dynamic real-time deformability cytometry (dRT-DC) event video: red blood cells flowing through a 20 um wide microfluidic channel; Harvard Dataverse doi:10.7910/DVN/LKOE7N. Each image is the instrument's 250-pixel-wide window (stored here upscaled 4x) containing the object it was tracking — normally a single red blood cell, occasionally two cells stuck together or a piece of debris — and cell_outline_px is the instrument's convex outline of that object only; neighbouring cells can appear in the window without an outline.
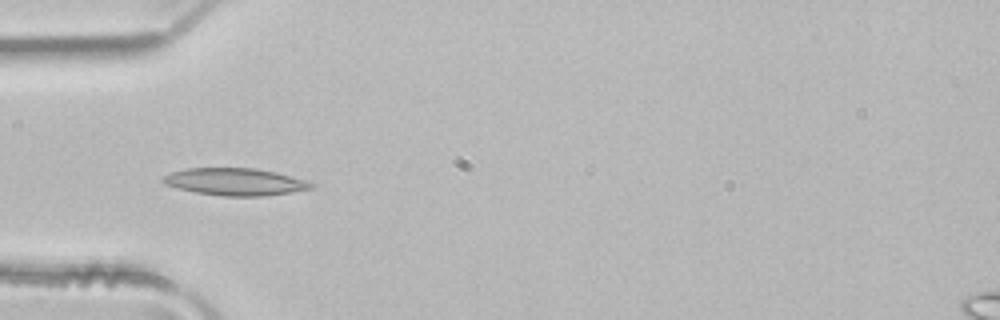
{"species": "common noctule bat (a hibernating species)", "species_latin": "Nyctalus noctula", "temperature_condition": "room temperature", "stored_images_in_passage": 4, "camera_frame_rate_fps": 3000, "um_per_image_px": 0.085, "animal": {"sex": "male", "body_mass_g": 21.5, "forearm_length_mm": 52.0}, "frame": {"image": 1, "passage_image": 4, "time_ms": 1.0, "image_size_px": [1000, 320], "cell_outline_px": [[316, 188], [264, 196], [224, 196], [196, 192], [164, 184], [160, 180], [164, 176], [172, 172], [188, 168], [256, 168], [304, 180], [316, 184]], "centroid_in_image_um": [19.99, 15.45], "position_along_channel_um": 65.0, "area_um2": 23.24}}